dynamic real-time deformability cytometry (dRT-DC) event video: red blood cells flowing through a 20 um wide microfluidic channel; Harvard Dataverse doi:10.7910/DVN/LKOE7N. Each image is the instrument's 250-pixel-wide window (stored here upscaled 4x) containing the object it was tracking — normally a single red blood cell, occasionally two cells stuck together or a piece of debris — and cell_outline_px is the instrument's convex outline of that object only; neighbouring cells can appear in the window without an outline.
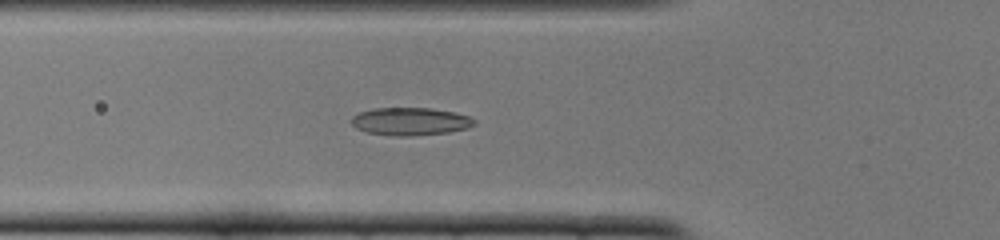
{"species": "common noctule bat (a hibernating species)", "species_latin": "Nyctalus noctula", "temperature_condition": "cold", "stored_images_in_passage": 43, "camera_frame_rate_fps": 3000, "um_per_image_px": 0.085, "animal": {"sex": "female", "body_mass_g": 22.0, "forearm_length_mm": 56.7}, "frame": {"image": 1, "passage_image": 10, "time_ms": 3.0, "image_size_px": [1000, 240], "cell_outline_px": [[476, 124], [468, 128], [448, 132], [412, 136], [392, 136], [364, 132], [356, 128], [352, 124], [352, 116], [356, 112], [372, 108], [428, 108], [452, 112], [468, 116], [476, 120]], "centroid_in_image_um": [34.83, 10.32], "position_along_channel_um": 91.0, "area_um2": 20.06}}
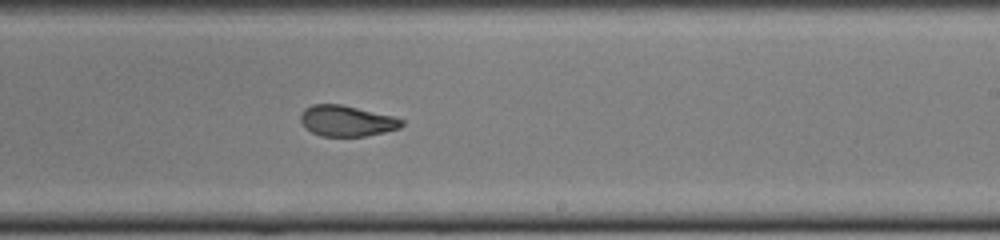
{"frame": {"image": 2, "passage_image": 23, "time_ms": 7.333, "image_size_px": [1000, 240], "cell_outline_px": [[404, 124], [400, 128], [384, 132], [364, 136], [320, 136], [304, 128], [300, 120], [300, 112], [304, 108], [312, 104], [340, 104], [392, 116], [404, 120]], "centroid_in_image_um": [29.42, 10.27], "position_along_channel_um": 259.6, "area_um2": 18.21}}
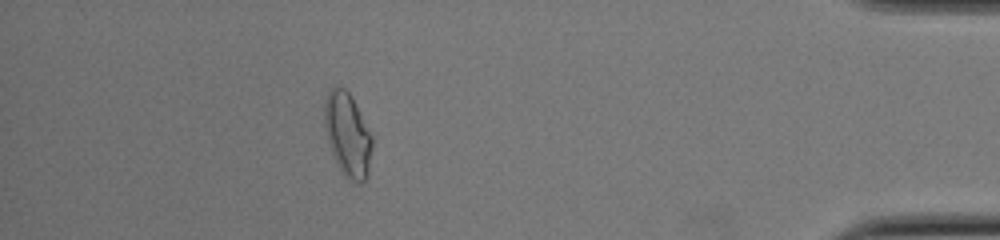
{"frame": {"image": 3, "passage_image": 38, "time_ms": 12.333, "image_size_px": [1000, 240], "cell_outline_px": [[372, 148], [368, 176], [360, 184], [348, 180], [340, 172], [332, 152], [324, 128], [324, 104], [328, 92], [332, 88], [344, 88], [352, 96], [372, 136]], "centroid_in_image_um": [29.55, 11.49], "position_along_channel_um": 405.6, "area_um2": 23.35}, "authors_computed_cell_mechanics": {"area_um2": 19.4208, "velocity_mm_per_s": 3.8966, "shape_relaxation_time_tau1_ms": 6.1302, "shape_relaxation_time_tau2_ms": 1.5213, "deformation_change_tau1": 0.1749, "deformation_change_tau2": 0.0741}}